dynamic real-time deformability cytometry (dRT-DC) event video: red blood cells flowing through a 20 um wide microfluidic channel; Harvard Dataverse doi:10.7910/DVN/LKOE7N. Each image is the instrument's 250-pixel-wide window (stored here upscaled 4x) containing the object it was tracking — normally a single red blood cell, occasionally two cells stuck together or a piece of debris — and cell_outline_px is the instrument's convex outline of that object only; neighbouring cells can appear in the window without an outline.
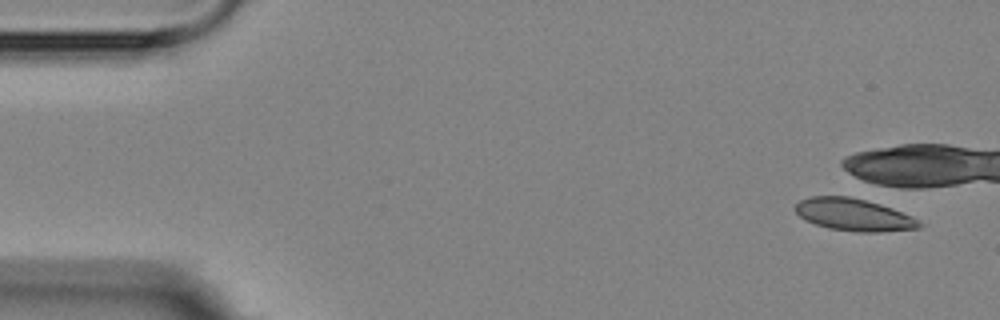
{"species": "Egyptian fruit bat (a non-hibernating species)", "species_latin": "Rousettus aegyptiacus", "temperature_condition": "room temperature", "stored_images_in_passage": 1, "camera_frame_rate_fps": 3000, "um_per_image_px": 0.085, "animal": {"sex": "female"}, "frame": {"image": 1, "passage_image": 1, "time_ms": 0.0, "image_size_px": [1000, 320], "cell_outline_px": [[920, 228], [880, 232], [856, 232], [828, 228], [804, 220], [796, 212], [796, 204], [800, 200], [812, 196], [848, 196], [880, 204], [892, 208], [912, 216], [920, 220]], "centroid_in_image_um": [72.57, 18.26], "position_along_channel_um": 12.4, "area_um2": 23.24}}